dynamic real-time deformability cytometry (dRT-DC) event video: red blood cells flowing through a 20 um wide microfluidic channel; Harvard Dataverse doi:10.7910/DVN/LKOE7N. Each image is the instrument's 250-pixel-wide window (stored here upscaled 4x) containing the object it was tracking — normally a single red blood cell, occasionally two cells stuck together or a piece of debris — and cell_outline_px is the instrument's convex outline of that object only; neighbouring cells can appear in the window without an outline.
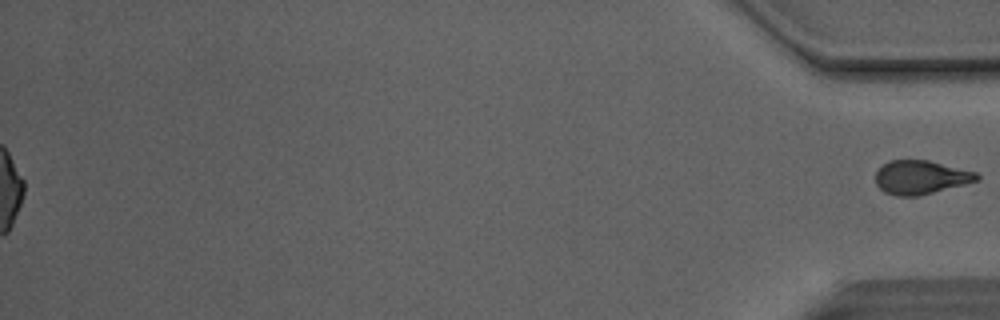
{"species": "Egyptian fruit bat (a non-hibernating species)", "species_latin": "Rousettus aegyptiacus", "temperature_condition": "room temperature", "stored_images_in_passage": 40, "segment_of_instrument_passage": [2, 2], "camera_frame_rate_fps": 3000, "um_per_image_px": 0.085, "animal": {"sex": "male"}, "frame": {"image": 1, "passage_image": 40, "time_ms": 13.0, "image_size_px": [1000, 320], "cell_outline_px": [[980, 176], [976, 180], [964, 184], [916, 196], [896, 196], [884, 192], [876, 184], [876, 172], [888, 160], [928, 160], [976, 172]], "centroid_in_image_um": [78.22, 15.06], "position_along_channel_um": 357.0, "area_um2": 19.59}}